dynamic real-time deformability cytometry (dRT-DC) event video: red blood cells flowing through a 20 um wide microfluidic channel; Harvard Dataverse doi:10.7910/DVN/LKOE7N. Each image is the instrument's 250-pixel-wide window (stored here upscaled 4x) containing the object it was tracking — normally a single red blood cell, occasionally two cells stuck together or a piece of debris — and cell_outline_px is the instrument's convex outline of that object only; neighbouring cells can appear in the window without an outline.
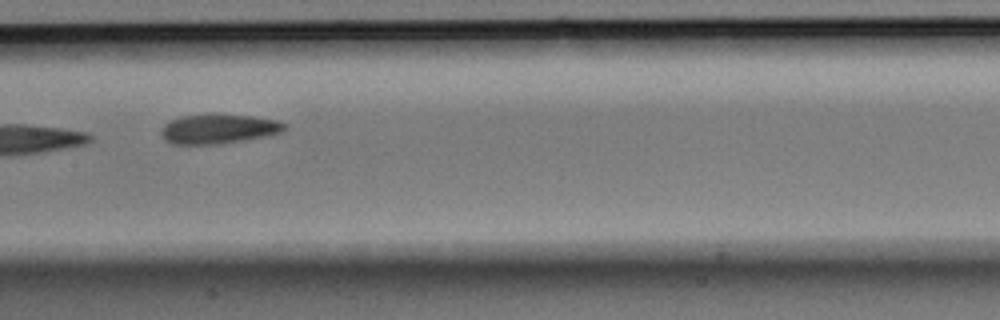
{"species": "Egyptian fruit bat (a non-hibernating species)", "species_latin": "Rousettus aegyptiacus", "temperature_condition": "room temperature", "stored_images_in_passage": 10, "camera_frame_rate_fps": 3000, "um_per_image_px": 0.085, "animal": {"sex": "male"}, "frame": {"image": 1, "passage_image": 7, "time_ms": 2.0, "image_size_px": [1000, 320], "cell_outline_px": [[288, 124], [280, 132], [272, 136], [216, 144], [172, 144], [164, 140], [160, 132], [164, 124], [172, 120], [184, 116], [212, 112], [220, 112], [252, 116], [276, 120]], "centroid_in_image_um": [18.59, 10.93], "position_along_channel_um": 188.8, "area_um2": 21.79}}
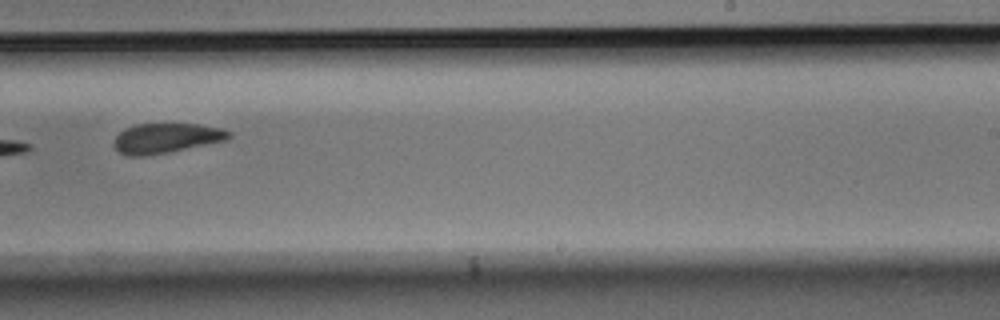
{"frame": {"image": 2, "passage_image": 9, "time_ms": 2.667, "image_size_px": [1000, 320], "cell_outline_px": [[232, 136], [224, 140], [168, 152], [144, 156], [128, 156], [120, 152], [112, 144], [116, 136], [124, 128], [136, 124], [196, 124], [220, 128], [232, 132]], "centroid_in_image_um": [14.08, 11.74], "position_along_channel_um": 274.9, "area_um2": 19.77}}
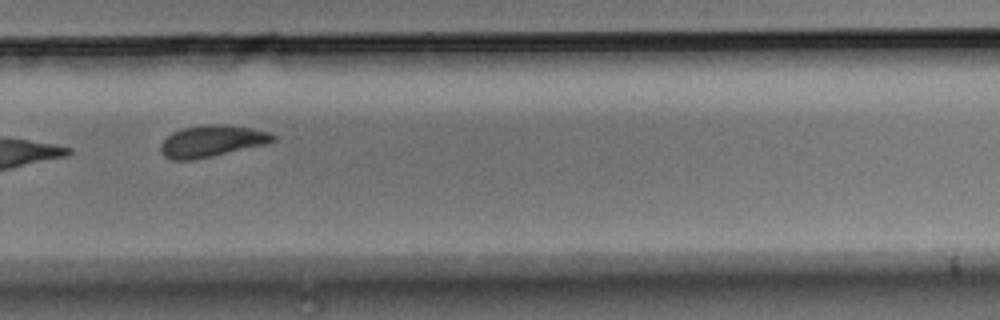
{"frame": {"image": 3, "passage_image": 10, "time_ms": 3.0, "image_size_px": [1000, 320], "cell_outline_px": [[276, 140], [268, 144], [212, 156], [192, 160], [172, 160], [164, 156], [160, 152], [160, 144], [172, 132], [184, 128], [200, 124], [224, 124], [252, 128], [268, 132], [276, 136]], "centroid_in_image_um": [18.01, 11.99], "position_along_channel_um": 311.8, "area_um2": 20.87}}